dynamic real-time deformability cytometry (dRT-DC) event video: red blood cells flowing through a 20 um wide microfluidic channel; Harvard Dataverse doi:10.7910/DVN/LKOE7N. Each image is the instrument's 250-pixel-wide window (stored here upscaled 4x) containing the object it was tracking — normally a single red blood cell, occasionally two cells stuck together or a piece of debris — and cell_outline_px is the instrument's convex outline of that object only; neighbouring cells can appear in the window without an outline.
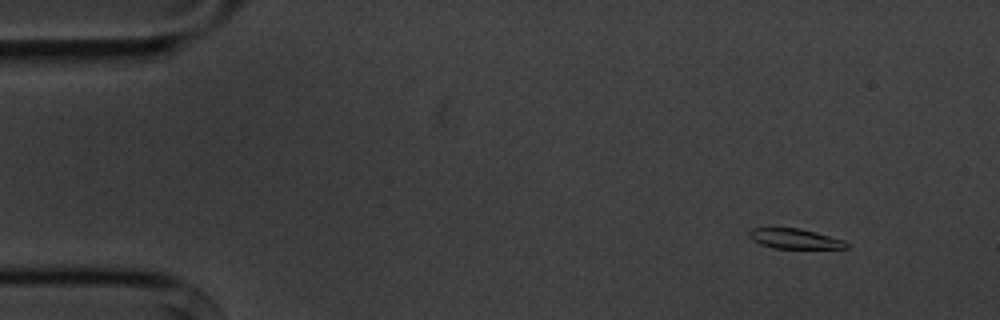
{"species": "common noctule bat (a hibernating species)", "species_latin": "Nyctalus noctula", "temperature_condition": "cold", "stored_images_in_passage": 4, "camera_frame_rate_fps": 3000, "um_per_image_px": 0.085, "animal": {"sex": "male", "body_mass_g": 20.1, "forearm_length_mm": 53.5}, "frame": {"image": 1, "passage_image": 1, "time_ms": 0.0, "image_size_px": [1000, 320], "cell_outline_px": [[848, 248], [772, 248], [760, 244], [752, 240], [748, 236], [748, 232], [752, 228], [800, 228], [816, 232], [844, 240], [848, 244]], "centroid_in_image_um": [67.53, 20.29], "position_along_channel_um": 17.5, "area_um2": 11.33}}
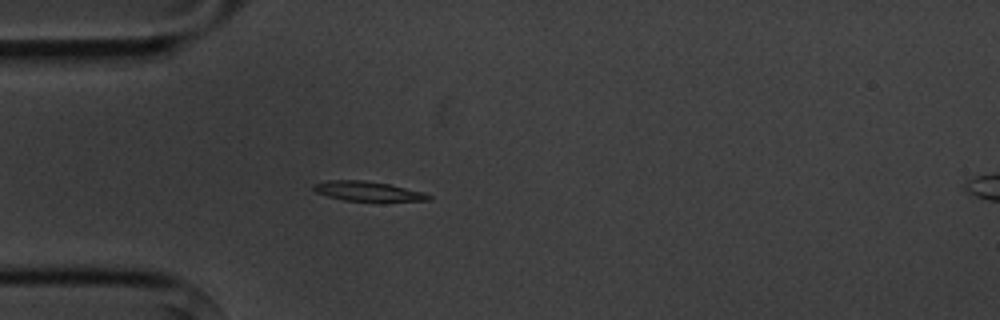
{"frame": {"image": 2, "passage_image": 4, "time_ms": 3.333, "image_size_px": [1000, 320], "cell_outline_px": [[432, 200], [344, 200], [328, 196], [316, 192], [312, 188], [312, 184], [328, 180], [364, 180], [388, 184], [424, 192], [432, 196]], "centroid_in_image_um": [31.22, 16.23], "position_along_channel_um": 53.8, "area_um2": 12.83}}